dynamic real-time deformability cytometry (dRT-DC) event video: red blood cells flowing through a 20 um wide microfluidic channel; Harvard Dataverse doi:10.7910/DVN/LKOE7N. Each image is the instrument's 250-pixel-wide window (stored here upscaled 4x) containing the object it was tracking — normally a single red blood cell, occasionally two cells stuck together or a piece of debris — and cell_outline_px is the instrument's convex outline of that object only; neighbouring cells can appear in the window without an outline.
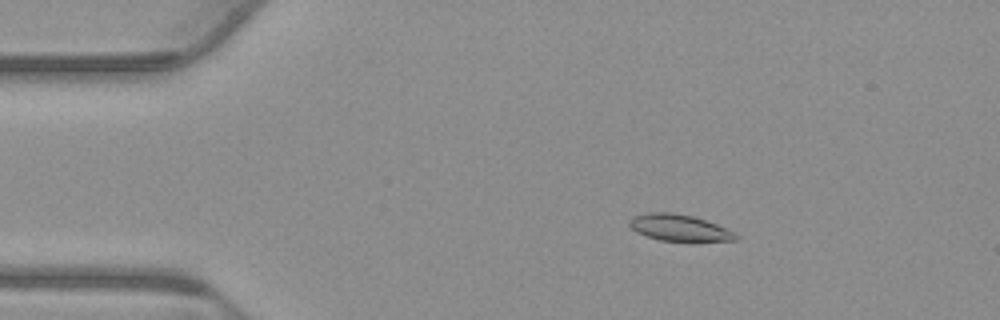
{"species": "common noctule bat (a hibernating species)", "species_latin": "Nyctalus noctula", "temperature_condition": "warm", "stored_images_in_passage": 52, "camera_frame_rate_fps": 3000, "um_per_image_px": 0.085, "animal": {"sex": "male", "body_mass_g": 23.1, "forearm_length_mm": 52.7}, "frame": {"image": 1, "passage_image": 7, "time_ms": 2.0, "image_size_px": [1000, 320], "cell_outline_px": [[740, 236], [736, 240], [660, 240], [636, 232], [628, 224], [628, 220], [632, 216], [648, 212], [672, 212], [692, 216], [716, 224], [736, 232]], "centroid_in_image_um": [57.7, 19.33], "position_along_channel_um": 27.3, "area_um2": 16.18}}
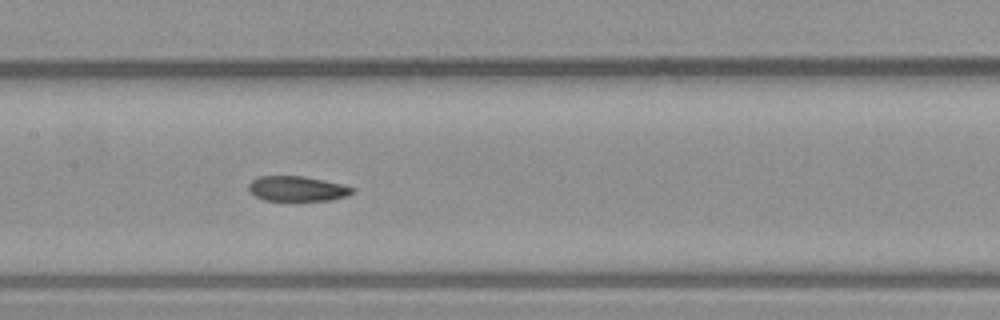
{"frame": {"image": 2, "passage_image": 24, "time_ms": 7.667, "image_size_px": [1000, 320], "cell_outline_px": [[356, 192], [348, 196], [332, 200], [264, 200], [256, 196], [248, 188], [248, 184], [252, 180], [260, 176], [304, 176], [344, 184], [356, 188]], "centroid_in_image_um": [25.34, 16.03], "position_along_channel_um": 182.1, "area_um2": 15.26}}
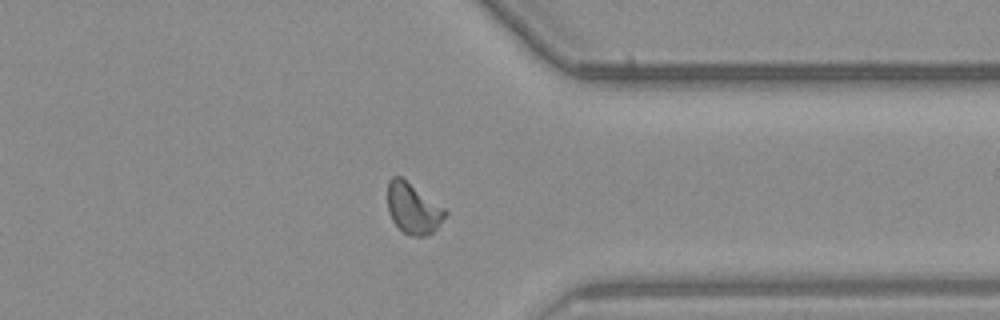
{"frame": {"image": 3, "passage_image": 40, "time_ms": 13.0, "image_size_px": [1000, 320], "cell_outline_px": [[448, 212], [436, 228], [428, 236], [408, 236], [392, 220], [388, 212], [388, 180], [392, 176], [400, 176], [444, 208]], "centroid_in_image_um": [35.09, 17.73], "position_along_channel_um": 376.3, "area_um2": 16.76}, "authors_computed_cell_mechanics": {"area_um2": 16.5019, "velocity_mm_per_s": 3.7663, "shape_relaxation_time_tau1_ms": null, "shape_relaxation_time_tau2_ms": 2.4633, "deformation_change_tau1": null, "deformation_change_tau2": 0.085}}